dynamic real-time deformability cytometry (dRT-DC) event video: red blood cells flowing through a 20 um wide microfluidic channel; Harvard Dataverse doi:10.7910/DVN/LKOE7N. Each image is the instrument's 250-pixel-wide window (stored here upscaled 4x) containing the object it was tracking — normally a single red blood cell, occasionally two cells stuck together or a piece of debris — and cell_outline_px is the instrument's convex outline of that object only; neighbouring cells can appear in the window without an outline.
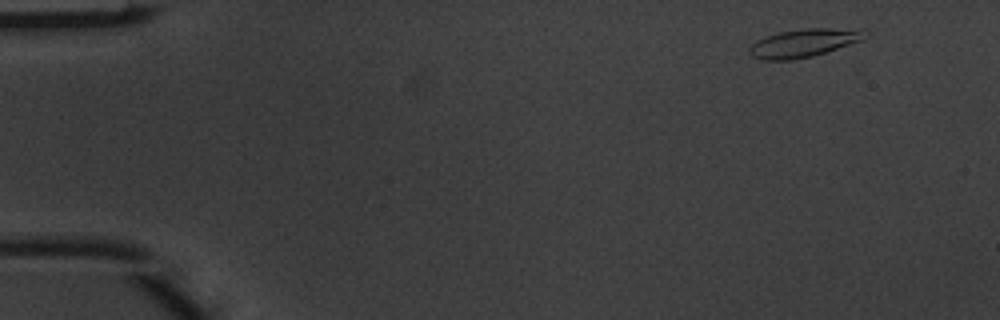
{"species": "common noctule bat (a hibernating species)", "species_latin": "Nyctalus noctula", "temperature_condition": "warm", "stored_images_in_passage": 3, "camera_frame_rate_fps": 3000, "um_per_image_px": 0.085, "animal": {"sex": "male", "body_mass_g": 20.1, "forearm_length_mm": 53.5}, "frame": {"image": 1, "passage_image": 1, "time_ms": 0.0, "image_size_px": [1000, 320], "cell_outline_px": [[868, 36], [860, 40], [812, 56], [792, 60], [764, 60], [752, 56], [748, 52], [748, 48], [756, 40], [764, 36], [780, 32], [804, 28], [832, 28], [868, 32]], "centroid_in_image_um": [68.21, 3.66], "position_along_channel_um": 16.8, "area_um2": 18.61}}